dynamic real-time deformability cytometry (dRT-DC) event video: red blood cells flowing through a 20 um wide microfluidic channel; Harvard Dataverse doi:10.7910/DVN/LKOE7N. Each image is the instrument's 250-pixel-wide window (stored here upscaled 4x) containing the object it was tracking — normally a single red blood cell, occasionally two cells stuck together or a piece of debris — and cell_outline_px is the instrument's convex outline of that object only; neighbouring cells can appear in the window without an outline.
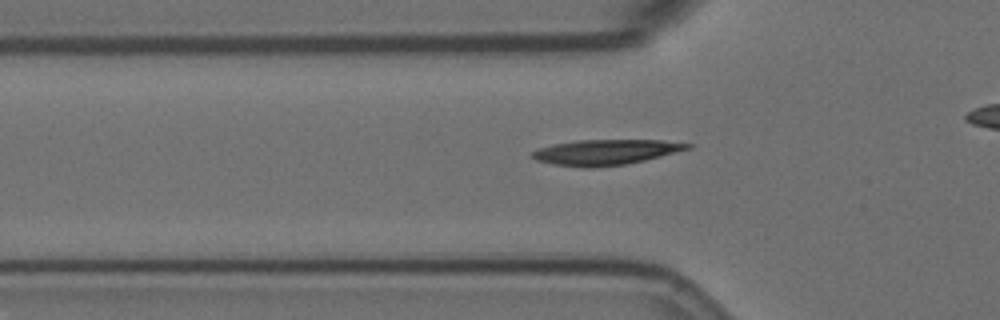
{"species": "Egyptian fruit bat (a non-hibernating species)", "species_latin": "Rousettus aegyptiacus", "temperature_condition": "room temperature", "stored_images_in_passage": 36, "camera_frame_rate_fps": 3000, "um_per_image_px": 0.085, "animal": {"sex": "female"}, "frame": {"image": 1, "passage_image": 5, "time_ms": 1.333, "image_size_px": [1000, 320], "cell_outline_px": [[692, 148], [644, 160], [624, 164], [592, 168], [584, 168], [552, 164], [536, 160], [532, 156], [532, 152], [540, 148], [552, 144], [576, 140], [664, 140], [692, 144]], "centroid_in_image_um": [51.47, 12.93], "position_along_channel_um": 74.3, "area_um2": 22.89}}
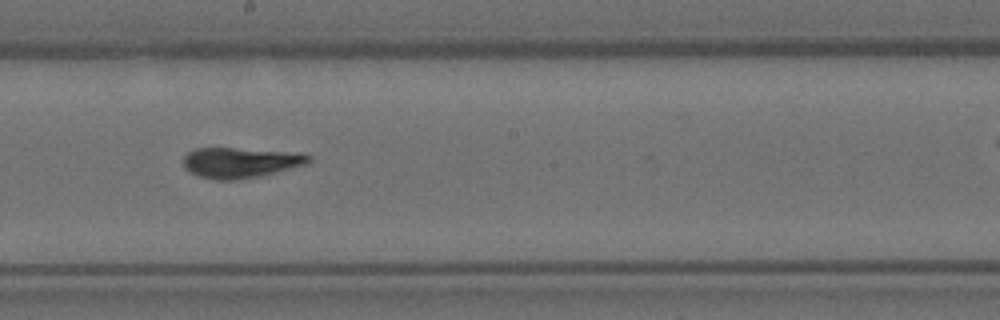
{"frame": {"image": 2, "passage_image": 18, "time_ms": 5.667, "image_size_px": [1000, 320], "cell_outline_px": [[312, 160], [308, 164], [260, 176], [236, 180], [216, 180], [200, 176], [188, 172], [184, 168], [184, 156], [188, 152], [196, 148], [232, 148], [284, 152], [312, 156]], "centroid_in_image_um": [20.39, 13.83], "position_along_channel_um": 227.8, "area_um2": 21.96}}
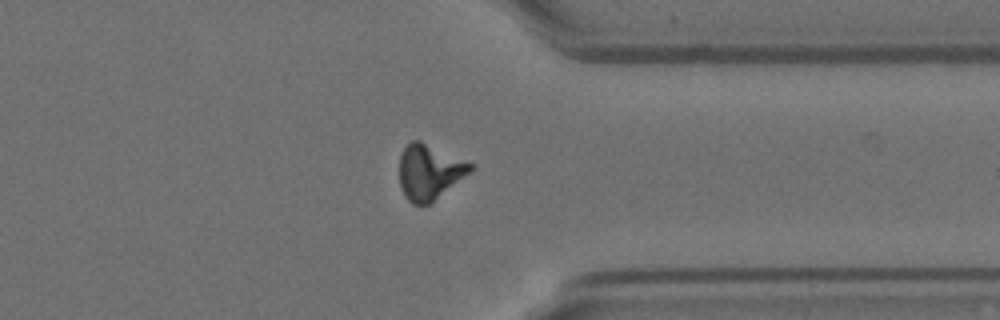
{"frame": {"image": 3, "passage_image": 31, "time_ms": 10.0, "image_size_px": [1000, 320], "cell_outline_px": [[476, 164], [468, 172], [428, 204], [412, 204], [404, 196], [400, 188], [400, 156], [404, 148], [412, 140], [420, 140]], "centroid_in_image_um": [36.46, 14.58], "position_along_channel_um": 374.9, "area_um2": 22.43}}